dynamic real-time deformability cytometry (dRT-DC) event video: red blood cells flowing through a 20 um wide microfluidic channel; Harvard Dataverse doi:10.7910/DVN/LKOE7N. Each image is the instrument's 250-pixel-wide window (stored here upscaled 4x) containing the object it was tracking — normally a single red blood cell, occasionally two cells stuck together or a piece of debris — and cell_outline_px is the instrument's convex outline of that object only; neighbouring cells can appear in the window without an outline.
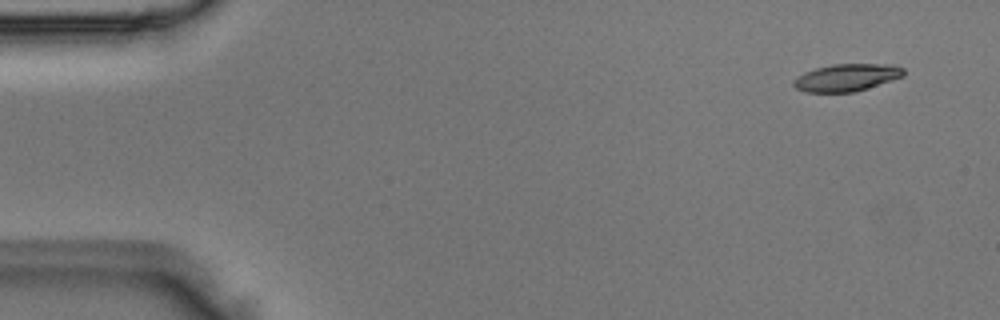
{"species": "Egyptian fruit bat (a non-hibernating species)", "species_latin": "Rousettus aegyptiacus", "temperature_condition": "room temperature", "stored_images_in_passage": 4, "camera_frame_rate_fps": 3000, "um_per_image_px": 0.085, "animal": {"sex": "male"}, "frame": {"image": 1, "passage_image": 1, "time_ms": 0.0, "image_size_px": [1000, 320], "cell_outline_px": [[904, 76], [852, 92], [804, 92], [796, 88], [792, 84], [792, 80], [804, 72], [816, 68], [832, 64], [896, 64], [904, 68]], "centroid_in_image_um": [71.94, 6.58], "position_along_channel_um": 13.1, "area_um2": 17.46}}
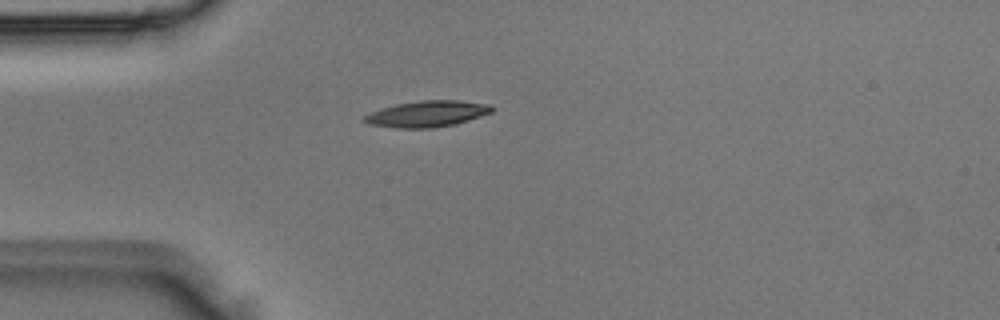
{"frame": {"image": 2, "passage_image": 3, "time_ms": 0.667, "image_size_px": [1000, 320], "cell_outline_px": [[496, 108], [492, 112], [456, 124], [432, 128], [396, 128], [372, 124], [360, 120], [364, 116], [380, 108], [396, 104], [420, 100], [456, 100], [492, 104]], "centroid_in_image_um": [36.34, 9.67], "position_along_channel_um": 48.7, "area_um2": 19.54}}